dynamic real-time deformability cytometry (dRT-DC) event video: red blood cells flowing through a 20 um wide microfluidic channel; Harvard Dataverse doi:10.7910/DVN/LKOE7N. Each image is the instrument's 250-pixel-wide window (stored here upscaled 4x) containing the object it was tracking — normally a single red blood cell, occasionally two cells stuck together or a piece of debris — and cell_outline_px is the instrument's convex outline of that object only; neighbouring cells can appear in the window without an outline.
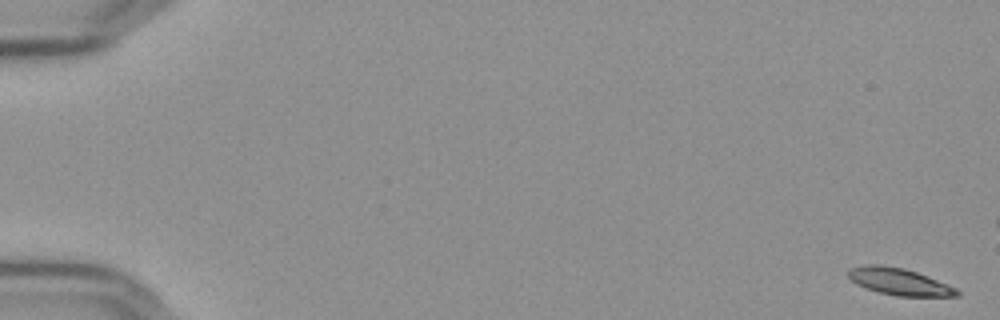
{"species": "Egyptian fruit bat (a non-hibernating species)", "species_latin": "Rousettus aegyptiacus", "temperature_condition": "cold", "stored_images_in_passage": 19, "camera_frame_rate_fps": 3000, "um_per_image_px": 0.085, "frame": {"image": 1, "passage_image": 1, "time_ms": 0.0, "image_size_px": [1000, 320], "cell_outline_px": [[960, 296], [896, 296], [880, 292], [856, 284], [848, 276], [848, 272], [852, 268], [864, 264], [880, 264], [904, 268], [916, 272], [956, 288], [960, 292]], "centroid_in_image_um": [76.43, 23.93], "position_along_channel_um": 8.6, "area_um2": 16.76}}